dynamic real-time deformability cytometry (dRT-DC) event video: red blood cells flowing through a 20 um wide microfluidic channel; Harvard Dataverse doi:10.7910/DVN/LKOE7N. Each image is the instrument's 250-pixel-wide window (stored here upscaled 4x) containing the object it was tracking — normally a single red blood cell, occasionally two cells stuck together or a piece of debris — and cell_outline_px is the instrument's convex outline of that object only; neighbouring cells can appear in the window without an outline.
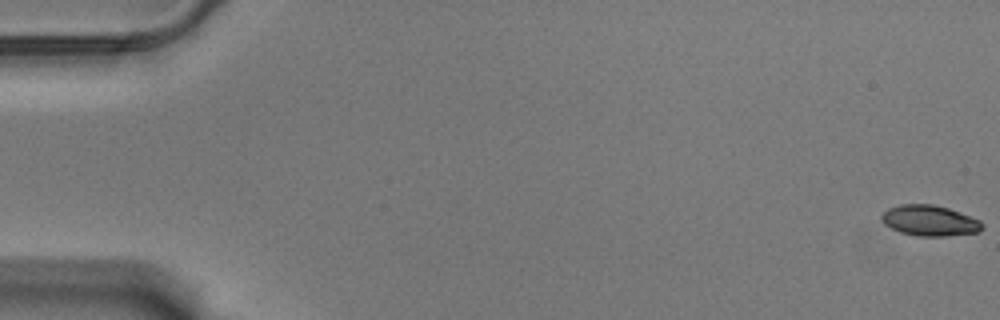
{"species": "Egyptian fruit bat (a non-hibernating species)", "species_latin": "Rousettus aegyptiacus", "temperature_condition": "warm", "stored_images_in_passage": 59, "camera_frame_rate_fps": 3000, "um_per_image_px": 0.085, "animal": {"sex": "male"}, "frame": {"image": 1, "passage_image": 1, "time_ms": 0.0, "image_size_px": [1000, 320], "cell_outline_px": [[984, 228], [980, 232], [944, 236], [920, 236], [900, 232], [884, 224], [880, 220], [880, 216], [888, 208], [900, 204], [932, 204], [948, 208], [980, 220], [984, 224]], "centroid_in_image_um": [79.02, 18.75], "position_along_channel_um": 6.0, "area_um2": 18.03}}
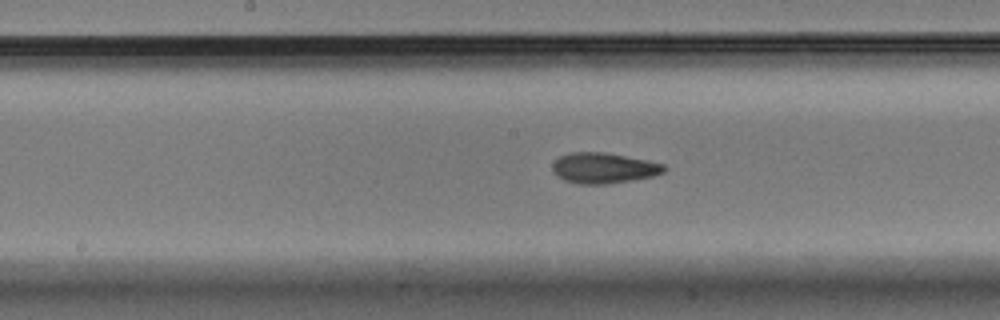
{"frame": {"image": 2, "passage_image": 31, "time_ms": 10.0, "image_size_px": [1000, 320], "cell_outline_px": [[664, 172], [652, 176], [608, 184], [580, 184], [564, 180], [556, 176], [552, 172], [552, 164], [560, 156], [572, 152], [604, 152], [664, 164]], "centroid_in_image_um": [51.24, 14.29], "position_along_channel_um": 197.0, "area_um2": 19.65}}
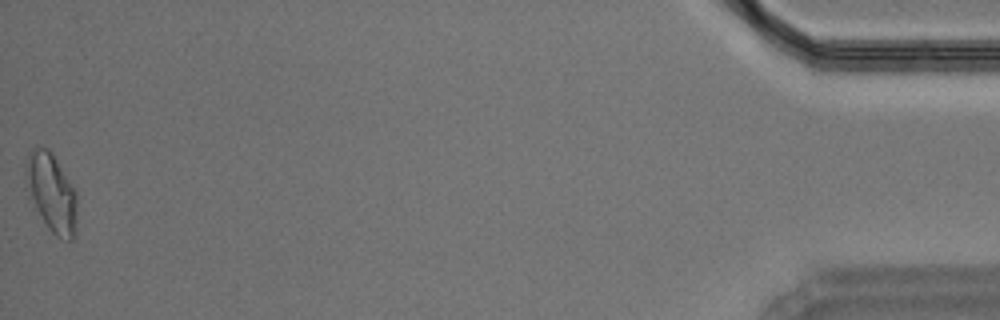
{"frame": {"image": 3, "passage_image": 59, "time_ms": 19.333, "image_size_px": [1000, 320], "cell_outline_px": [[76, 232], [72, 240], [68, 240], [56, 236], [48, 228], [24, 188], [24, 164], [32, 148], [36, 144], [48, 148], [52, 152], [76, 192]], "centroid_in_image_um": [4.33, 16.32], "position_along_channel_um": 430.9, "area_um2": 23.81}, "authors_computed_cell_mechanics": {"area_um2": 19.5364, "velocity_mm_per_s": 3.511, "shape_relaxation_time_tau1_ms": 3.7909, "shape_relaxation_time_tau2_ms": 2.0942, "deformation_change_tau1": 0.1498, "deformation_change_tau2": 0.0878}}